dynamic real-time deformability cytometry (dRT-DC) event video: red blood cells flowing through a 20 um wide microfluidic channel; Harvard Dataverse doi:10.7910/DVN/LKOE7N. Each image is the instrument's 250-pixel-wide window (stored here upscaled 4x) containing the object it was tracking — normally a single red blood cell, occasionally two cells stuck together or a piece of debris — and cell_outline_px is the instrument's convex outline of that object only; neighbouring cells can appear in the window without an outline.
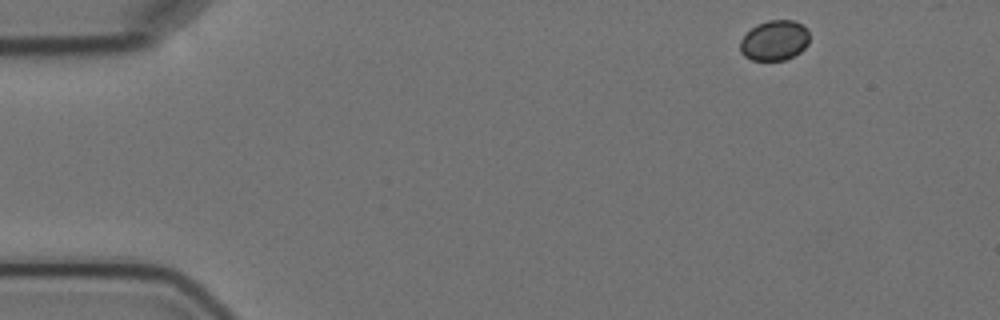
{"species": "Egyptian fruit bat (a non-hibernating species)", "species_latin": "Rousettus aegyptiacus", "temperature_condition": "cold", "stored_images_in_passage": 5, "camera_frame_rate_fps": 3000, "um_per_image_px": 0.085, "animal": {"sex": "female"}, "frame": {"image": 1, "passage_image": 1, "time_ms": 0.0, "image_size_px": [1000, 320], "cell_outline_px": [[808, 44], [800, 52], [784, 60], [752, 60], [744, 56], [740, 52], [740, 40], [756, 24], [768, 20], [792, 20], [800, 24], [808, 32]], "centroid_in_image_um": [65.8, 3.44], "position_along_channel_um": 19.2, "area_um2": 16.07}}
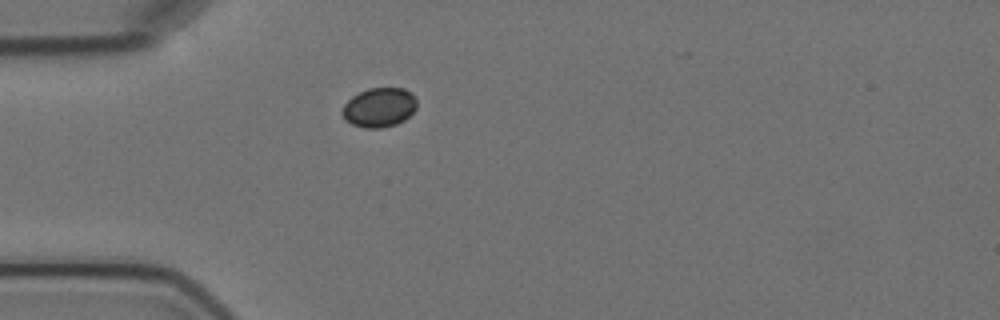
{"frame": {"image": 2, "passage_image": 4, "time_ms": 3.333, "image_size_px": [1000, 320], "cell_outline_px": [[416, 108], [404, 120], [396, 124], [380, 128], [364, 128], [352, 124], [344, 120], [340, 112], [344, 104], [352, 96], [368, 88], [404, 88], [412, 92], [416, 100]], "centroid_in_image_um": [32.21, 9.13], "position_along_channel_um": 52.8, "area_um2": 17.22}}